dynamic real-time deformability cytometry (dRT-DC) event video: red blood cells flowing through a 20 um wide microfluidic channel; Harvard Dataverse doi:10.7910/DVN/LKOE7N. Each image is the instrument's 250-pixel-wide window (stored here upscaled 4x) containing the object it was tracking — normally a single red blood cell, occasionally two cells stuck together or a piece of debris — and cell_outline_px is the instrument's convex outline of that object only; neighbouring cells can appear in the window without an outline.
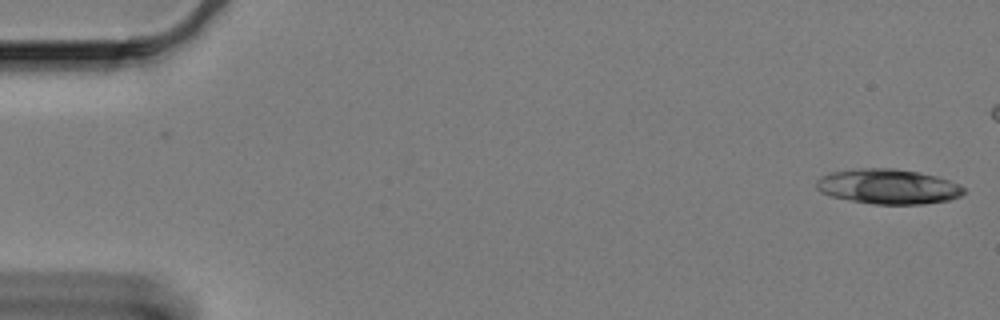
{"species": "Egyptian fruit bat (a non-hibernating species)", "species_latin": "Rousettus aegyptiacus", "temperature_condition": "cold", "stored_images_in_passage": 53, "camera_frame_rate_fps": 3000, "um_per_image_px": 0.085, "animal": {"sex": "female"}, "frame": {"image": 1, "passage_image": 1, "time_ms": 0.0, "image_size_px": [1000, 320], "cell_outline_px": [[964, 192], [960, 196], [948, 200], [924, 204], [872, 204], [832, 196], [820, 192], [816, 188], [816, 180], [820, 176], [832, 172], [860, 168], [896, 168], [920, 172], [936, 176], [960, 184], [964, 188]], "centroid_in_image_um": [75.49, 15.85], "position_along_channel_um": 9.5, "area_um2": 30.06}}